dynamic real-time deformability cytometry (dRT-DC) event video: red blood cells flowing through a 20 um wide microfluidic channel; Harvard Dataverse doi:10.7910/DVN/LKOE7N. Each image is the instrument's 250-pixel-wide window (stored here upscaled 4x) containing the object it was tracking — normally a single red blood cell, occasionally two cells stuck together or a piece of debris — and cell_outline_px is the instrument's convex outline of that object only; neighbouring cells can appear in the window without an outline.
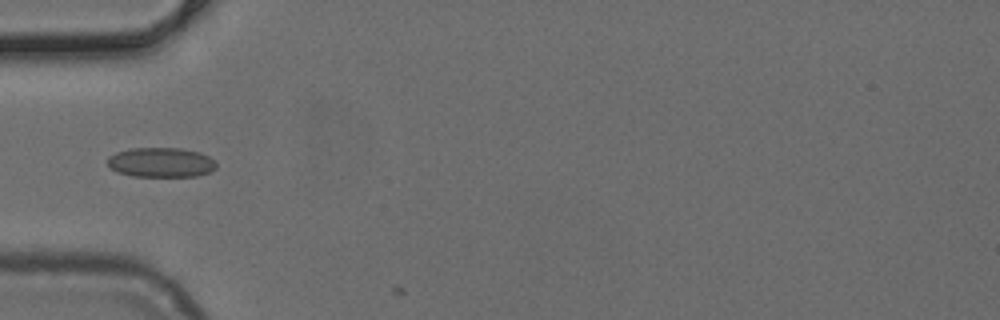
{"species": "common noctule bat (a hibernating species)", "species_latin": "Nyctalus noctula", "temperature_condition": "cold", "stored_images_in_passage": 3, "camera_frame_rate_fps": 3000, "um_per_image_px": 0.085, "animal": {"sex": "female", "body_mass_g": 24.6, "forearm_length_mm": 56.2}, "frame": {"image": 1, "passage_image": 1, "time_ms": 0.0, "image_size_px": [1000, 320], "cell_outline_px": [[216, 168], [208, 172], [196, 176], [132, 176], [116, 172], [108, 164], [108, 156], [116, 152], [132, 148], [180, 148], [200, 152], [216, 160]], "centroid_in_image_um": [13.69, 13.8], "position_along_channel_um": 71.3, "area_um2": 18.84}}